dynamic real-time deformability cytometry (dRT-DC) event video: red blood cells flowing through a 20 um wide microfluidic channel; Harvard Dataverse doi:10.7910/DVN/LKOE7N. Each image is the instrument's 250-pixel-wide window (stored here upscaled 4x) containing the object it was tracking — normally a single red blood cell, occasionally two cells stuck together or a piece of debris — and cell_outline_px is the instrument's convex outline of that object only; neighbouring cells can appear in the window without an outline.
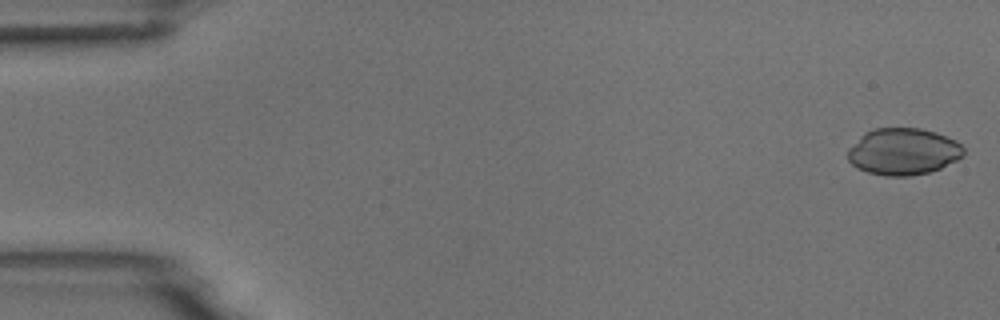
{"species": "common noctule bat (a hibernating species)", "species_latin": "Nyctalus noctula", "temperature_condition": "room temperature", "stored_images_in_passage": 5, "camera_frame_rate_fps": 3000, "um_per_image_px": 0.085, "animal": {"sex": "male", "body_mass_g": 18.8}, "frame": {"image": 1, "passage_image": 1, "time_ms": 0.0, "image_size_px": [1000, 320], "cell_outline_px": [[964, 156], [940, 168], [928, 172], [908, 176], [884, 176], [868, 172], [856, 168], [848, 160], [848, 148], [864, 132], [876, 128], [920, 128], [936, 132], [956, 140], [964, 148]], "centroid_in_image_um": [76.76, 12.88], "position_along_channel_um": 8.2, "area_um2": 31.67}}